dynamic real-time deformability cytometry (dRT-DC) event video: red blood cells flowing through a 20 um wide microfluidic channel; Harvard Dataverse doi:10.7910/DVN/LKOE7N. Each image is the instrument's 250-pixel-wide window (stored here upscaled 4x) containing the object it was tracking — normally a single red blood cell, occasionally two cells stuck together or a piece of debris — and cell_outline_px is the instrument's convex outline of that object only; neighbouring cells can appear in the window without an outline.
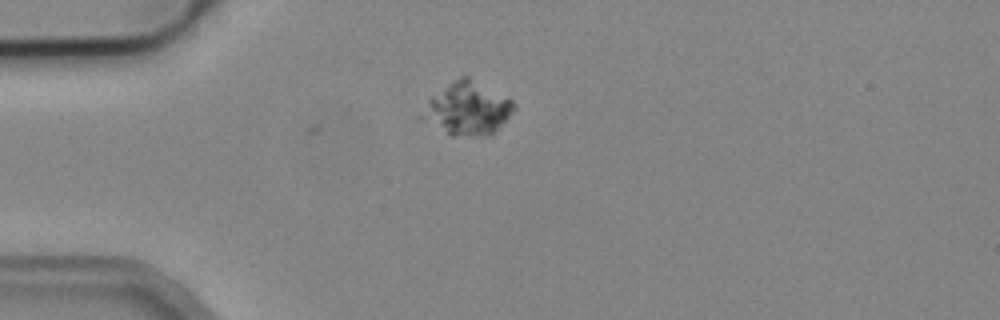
{"species": "common noctule bat (a hibernating species)", "species_latin": "Nyctalus noctula", "temperature_condition": "cold", "stored_images_in_passage": 3, "camera_frame_rate_fps": 3000, "um_per_image_px": 0.085, "animal": {"sex": "male", "body_mass_g": 19.2, "forearm_length_mm": 51.8}, "frame": {"image": 1, "passage_image": 1, "time_ms": 0.0, "image_size_px": [1000, 320], "cell_outline_px": [[516, 108], [492, 132], [452, 136], [448, 136], [416, 120], [416, 116], [428, 100], [432, 96], [448, 84], [460, 76], [468, 76], [508, 96], [516, 104]], "centroid_in_image_um": [39.61, 9.22], "position_along_channel_um": 45.4, "area_um2": 28.5}}